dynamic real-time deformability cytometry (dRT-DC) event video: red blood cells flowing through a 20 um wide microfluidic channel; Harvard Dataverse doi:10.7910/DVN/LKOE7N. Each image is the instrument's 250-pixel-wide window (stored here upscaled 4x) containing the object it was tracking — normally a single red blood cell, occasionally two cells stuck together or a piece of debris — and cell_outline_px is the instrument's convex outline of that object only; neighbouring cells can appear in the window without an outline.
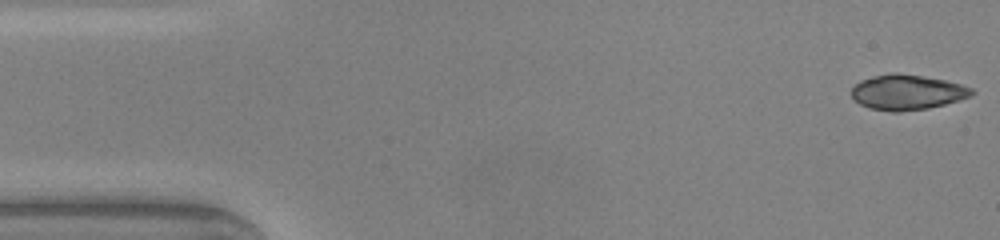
{"species": "common noctule bat (a hibernating species)", "species_latin": "Nyctalus noctula", "temperature_condition": "warm", "stored_images_in_passage": 48, "camera_frame_rate_fps": 3000, "um_per_image_px": 0.085, "animal": {"sex": "male", "body_mass_g": 20.0, "forearm_length_mm": 53.3}, "frame": {"image": 1, "passage_image": 1, "time_ms": 0.0, "image_size_px": [1000, 240], "cell_outline_px": [[976, 92], [972, 96], [944, 104], [928, 108], [900, 112], [892, 112], [868, 108], [852, 100], [852, 88], [860, 80], [872, 76], [892, 72], [896, 72], [924, 76], [944, 80], [960, 84], [972, 88]], "centroid_in_image_um": [77.08, 7.84], "position_along_channel_um": 7.9, "area_um2": 24.85}}
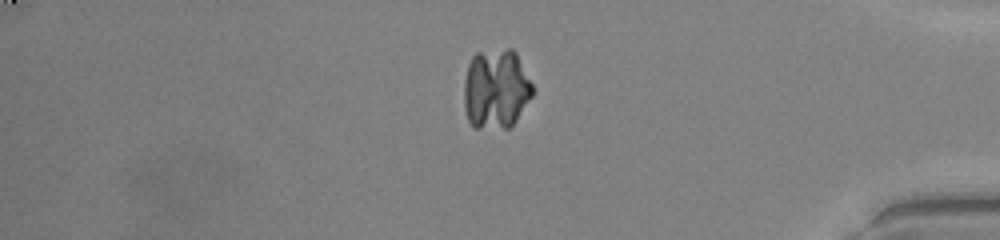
{"frame": {"image": 2, "passage_image": 40, "time_ms": 13.0, "image_size_px": [1000, 240], "cell_outline_px": [[536, 92], [516, 120], [508, 128], [472, 128], [468, 120], [464, 108], [464, 80], [468, 64], [472, 56], [476, 52], [508, 48], [512, 48], [516, 52], [536, 88]], "centroid_in_image_um": [42.18, 7.55], "position_along_channel_um": 393.0, "area_um2": 32.77}}
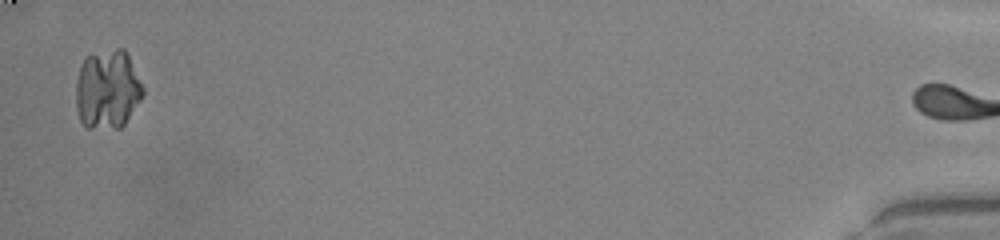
{"frame": {"image": 3, "passage_image": 47, "time_ms": 15.333, "image_size_px": [1000, 240], "cell_outline_px": [[144, 92], [140, 100], [124, 124], [120, 128], [88, 128], [80, 120], [76, 108], [76, 84], [80, 64], [84, 56], [116, 48], [124, 48], [128, 52], [144, 88]], "centroid_in_image_um": [9.13, 7.57], "position_along_channel_um": 426.1, "area_um2": 31.21}}